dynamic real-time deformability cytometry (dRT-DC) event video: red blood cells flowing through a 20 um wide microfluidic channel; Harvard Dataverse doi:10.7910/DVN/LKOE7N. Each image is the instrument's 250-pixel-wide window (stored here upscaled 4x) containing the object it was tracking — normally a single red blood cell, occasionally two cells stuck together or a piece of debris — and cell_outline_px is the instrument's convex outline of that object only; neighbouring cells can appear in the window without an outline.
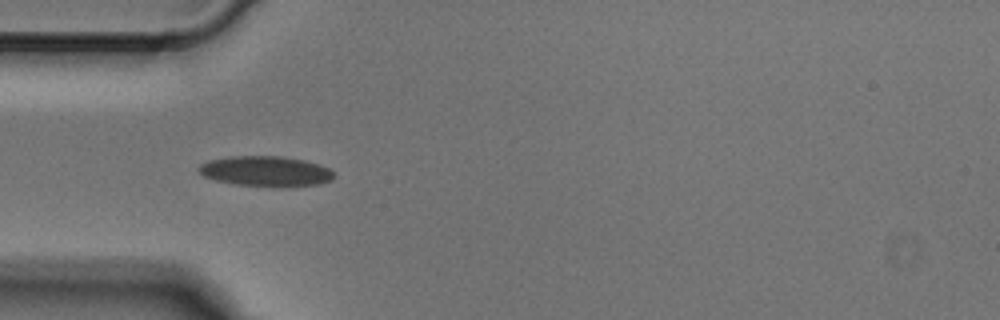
{"species": "Egyptian fruit bat (a non-hibernating species)", "species_latin": "Rousettus aegyptiacus", "temperature_condition": "cold", "stored_images_in_passage": 7, "camera_frame_rate_fps": 3000, "um_per_image_px": 0.085, "animal": {"sex": "male"}, "frame": {"image": 1, "passage_image": 4, "time_ms": 1.0, "image_size_px": [1000, 320], "cell_outline_px": [[336, 176], [332, 180], [320, 184], [236, 184], [216, 180], [204, 176], [196, 168], [200, 164], [208, 160], [232, 156], [280, 156], [304, 160], [328, 168], [336, 172]], "centroid_in_image_um": [22.57, 14.51], "position_along_channel_um": 62.4, "area_um2": 22.95}}
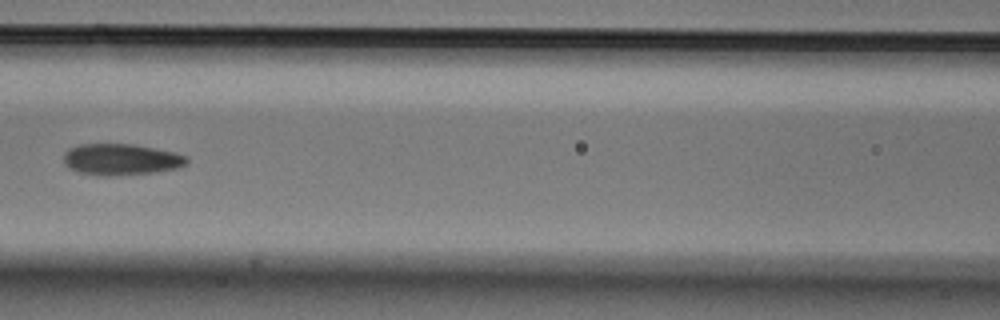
{"frame": {"image": 2, "passage_image": 6, "time_ms": 1.667, "image_size_px": [1000, 320], "cell_outline_px": [[188, 164], [180, 168], [156, 172], [108, 176], [104, 176], [76, 172], [64, 164], [64, 152], [68, 148], [80, 144], [132, 144], [176, 152], [188, 156]], "centroid_in_image_um": [10.31, 13.55], "position_along_channel_um": 156.3, "area_um2": 22.77}}
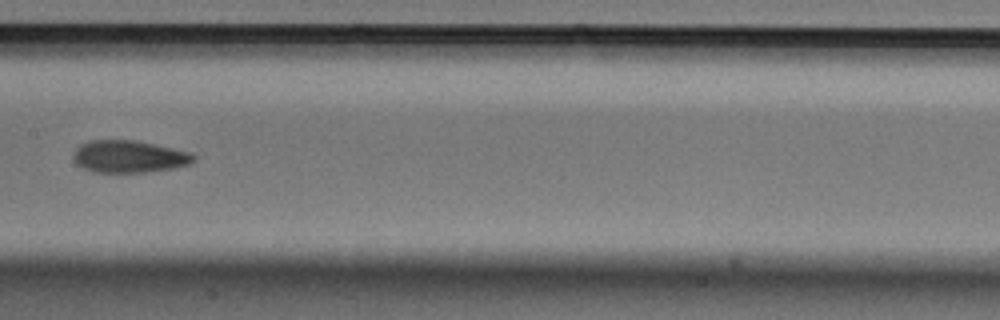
{"frame": {"image": 3, "passage_image": 7, "time_ms": 2.0, "image_size_px": [1000, 320], "cell_outline_px": [[196, 160], [188, 164], [176, 168], [144, 172], [92, 172], [76, 164], [72, 160], [72, 156], [76, 148], [80, 144], [88, 140], [136, 140], [172, 148], [188, 152], [196, 156]], "centroid_in_image_um": [10.93, 13.3], "position_along_channel_um": 196.5, "area_um2": 22.72}}